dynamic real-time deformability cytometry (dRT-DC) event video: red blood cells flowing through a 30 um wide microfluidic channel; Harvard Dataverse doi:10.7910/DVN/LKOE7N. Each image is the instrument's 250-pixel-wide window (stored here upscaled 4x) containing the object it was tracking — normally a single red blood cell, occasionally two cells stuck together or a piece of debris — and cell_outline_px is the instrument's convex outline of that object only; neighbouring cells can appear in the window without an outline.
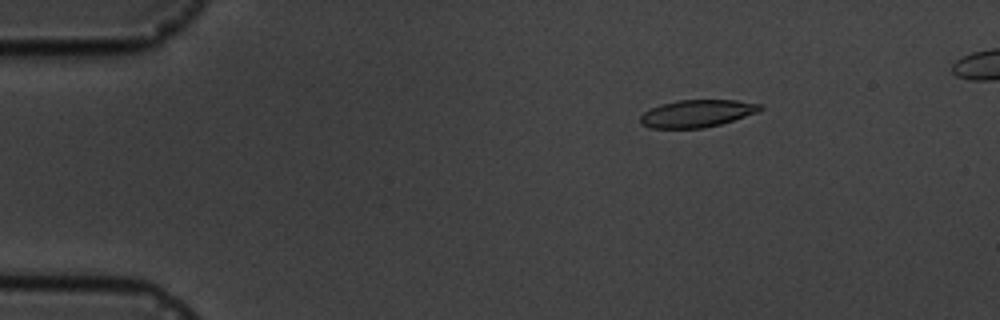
{"species": "common noctule bat (a hibernating species)", "species_latin": "Nyctalus noctula", "temperature_condition": "cold", "stored_images_in_passage": 5, "camera_frame_rate_fps": 3000, "um_per_image_px": 0.085, "animal": {"sex": "male", "body_mass_g": 19.5, "forearm_length_mm": 54.6}, "frame": {"image": 1, "passage_image": 2, "time_ms": 1.333, "image_size_px": [1000, 320], "cell_outline_px": [[764, 108], [760, 112], [720, 124], [704, 128], [652, 128], [640, 124], [640, 116], [644, 112], [660, 104], [680, 100], [736, 100], [764, 104]], "centroid_in_image_um": [59.3, 9.64], "position_along_channel_um": 25.7, "area_um2": 19.25}}